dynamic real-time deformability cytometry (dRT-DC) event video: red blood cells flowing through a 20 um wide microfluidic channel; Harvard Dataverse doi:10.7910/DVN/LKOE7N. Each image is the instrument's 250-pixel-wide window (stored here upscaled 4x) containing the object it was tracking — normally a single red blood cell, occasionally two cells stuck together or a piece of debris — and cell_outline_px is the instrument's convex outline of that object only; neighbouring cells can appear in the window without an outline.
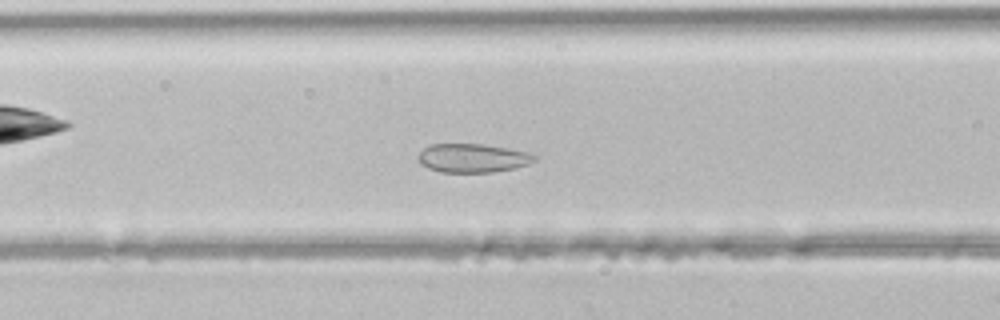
{"species": "common noctule bat (a hibernating species)", "species_latin": "Nyctalus noctula", "temperature_condition": "room temperature", "stored_images_in_passage": 18, "camera_frame_rate_fps": 3000, "um_per_image_px": 0.085, "animal": {"sex": "male", "body_mass_g": 21.5, "forearm_length_mm": 52.0}, "frame": {"image": 1, "passage_image": 18, "time_ms": 5.667, "image_size_px": [1000, 320], "cell_outline_px": [[536, 160], [528, 164], [516, 168], [492, 172], [440, 172], [428, 168], [420, 164], [416, 156], [424, 148], [432, 144], [484, 144], [508, 148], [528, 152], [536, 156]], "centroid_in_image_um": [40.16, 13.43], "position_along_channel_um": 126.4, "area_um2": 19.59}}